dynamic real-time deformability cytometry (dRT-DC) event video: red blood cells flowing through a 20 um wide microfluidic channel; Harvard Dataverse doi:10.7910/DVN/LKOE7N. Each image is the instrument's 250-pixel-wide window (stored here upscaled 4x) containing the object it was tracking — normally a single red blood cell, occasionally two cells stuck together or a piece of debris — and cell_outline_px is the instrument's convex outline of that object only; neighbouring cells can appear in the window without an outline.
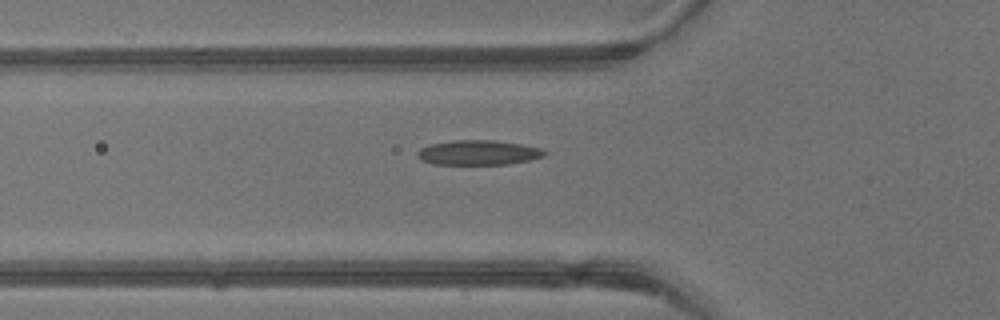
{"species": "common noctule bat (a hibernating species)", "species_latin": "Nyctalus noctula", "temperature_condition": "warm", "stored_images_in_passage": 3, "camera_frame_rate_fps": 3000, "um_per_image_px": 0.085, "animal": {"sex": "male", "body_mass_g": 13.3}, "frame": {"image": 1, "passage_image": 3, "time_ms": 0.667, "image_size_px": [1000, 320], "cell_outline_px": [[548, 152], [544, 156], [532, 160], [508, 164], [432, 164], [416, 156], [416, 152], [420, 148], [428, 144], [452, 140], [492, 140], [520, 144], [540, 148]], "centroid_in_image_um": [40.65, 12.97], "position_along_channel_um": 85.2, "area_um2": 18.44}}